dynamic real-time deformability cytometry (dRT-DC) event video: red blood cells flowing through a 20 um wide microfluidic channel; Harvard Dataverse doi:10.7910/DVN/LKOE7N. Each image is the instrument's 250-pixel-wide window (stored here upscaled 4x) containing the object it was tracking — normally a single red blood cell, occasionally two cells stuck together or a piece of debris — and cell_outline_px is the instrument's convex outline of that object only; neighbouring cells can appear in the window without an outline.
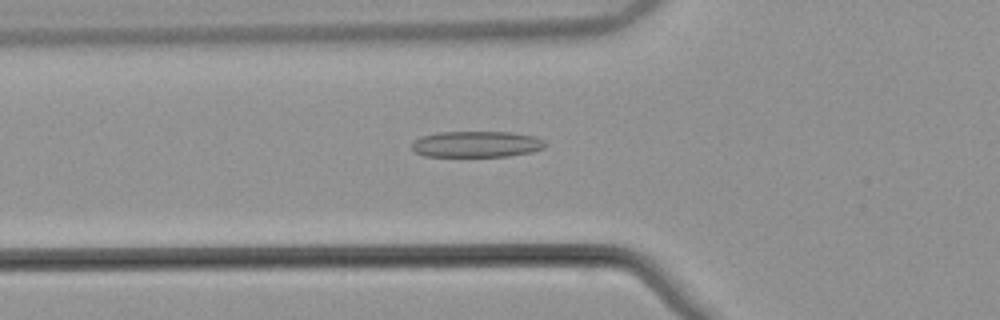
{"species": "common noctule bat (a hibernating species)", "species_latin": "Nyctalus noctula", "temperature_condition": "warm", "stored_images_in_passage": 45, "camera_frame_rate_fps": 3000, "um_per_image_px": 0.085, "animal": {"sex": "male", "body_mass_g": 21.5, "forearm_length_mm": 52.0}, "frame": {"image": 1, "passage_image": 11, "time_ms": 3.333, "image_size_px": [1000, 320], "cell_outline_px": [[548, 144], [544, 148], [532, 152], [508, 156], [424, 156], [416, 152], [412, 148], [412, 144], [420, 136], [436, 132], [512, 132], [536, 136], [544, 140]], "centroid_in_image_um": [40.55, 12.25], "position_along_channel_um": 85.3, "area_um2": 20.46}}
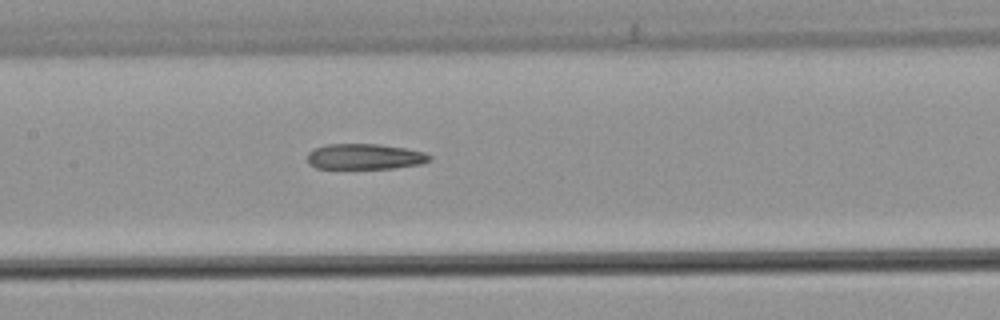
{"frame": {"image": 2, "passage_image": 18, "time_ms": 5.667, "image_size_px": [1000, 320], "cell_outline_px": [[432, 160], [420, 164], [392, 168], [316, 168], [308, 164], [308, 152], [312, 148], [324, 144], [380, 144], [404, 148], [424, 152], [432, 156]], "centroid_in_image_um": [30.98, 13.3], "position_along_channel_um": 176.4, "area_um2": 18.32}}
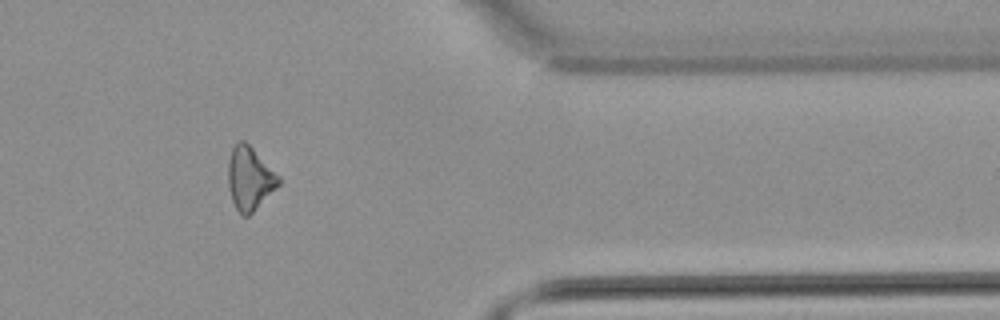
{"frame": {"image": 3, "passage_image": 36, "time_ms": 11.667, "image_size_px": [1000, 320], "cell_outline_px": [[280, 184], [248, 216], [240, 216], [232, 200], [228, 188], [228, 160], [232, 148], [240, 140], [244, 140], [280, 176]], "centroid_in_image_um": [21.2, 15.17], "position_along_channel_um": 390.2, "area_um2": 18.44}}